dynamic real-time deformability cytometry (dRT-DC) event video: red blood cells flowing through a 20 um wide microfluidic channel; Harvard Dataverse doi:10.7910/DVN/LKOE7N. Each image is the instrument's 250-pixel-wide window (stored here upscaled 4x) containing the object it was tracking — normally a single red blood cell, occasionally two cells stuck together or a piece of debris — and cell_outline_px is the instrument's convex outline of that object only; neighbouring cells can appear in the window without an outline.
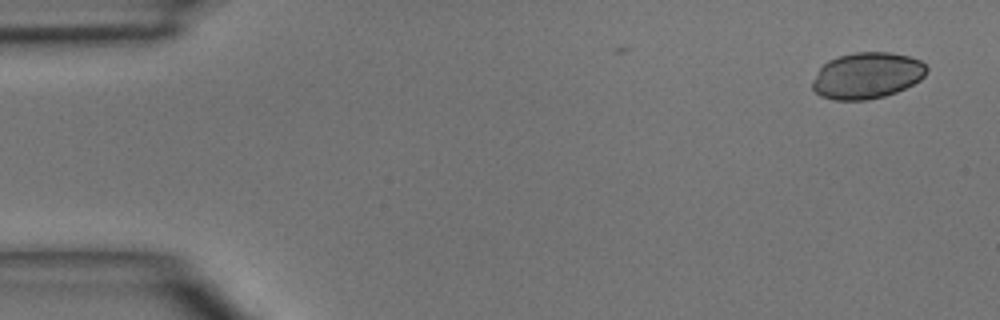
{"species": "common noctule bat (a hibernating species)", "species_latin": "Nyctalus noctula", "temperature_condition": "room temperature", "stored_images_in_passage": 3, "camera_frame_rate_fps": 3000, "um_per_image_px": 0.085, "animal": {"sex": "male", "body_mass_g": 15.6}, "frame": {"image": 1, "passage_image": 1, "time_ms": 0.0, "image_size_px": [1000, 320], "cell_outline_px": [[928, 68], [924, 76], [920, 80], [896, 92], [884, 96], [868, 100], [836, 100], [820, 96], [812, 88], [812, 80], [820, 68], [828, 60], [840, 56], [856, 52], [892, 52], [908, 56], [920, 60]], "centroid_in_image_um": [73.69, 6.42], "position_along_channel_um": 11.3, "area_um2": 30.75}}